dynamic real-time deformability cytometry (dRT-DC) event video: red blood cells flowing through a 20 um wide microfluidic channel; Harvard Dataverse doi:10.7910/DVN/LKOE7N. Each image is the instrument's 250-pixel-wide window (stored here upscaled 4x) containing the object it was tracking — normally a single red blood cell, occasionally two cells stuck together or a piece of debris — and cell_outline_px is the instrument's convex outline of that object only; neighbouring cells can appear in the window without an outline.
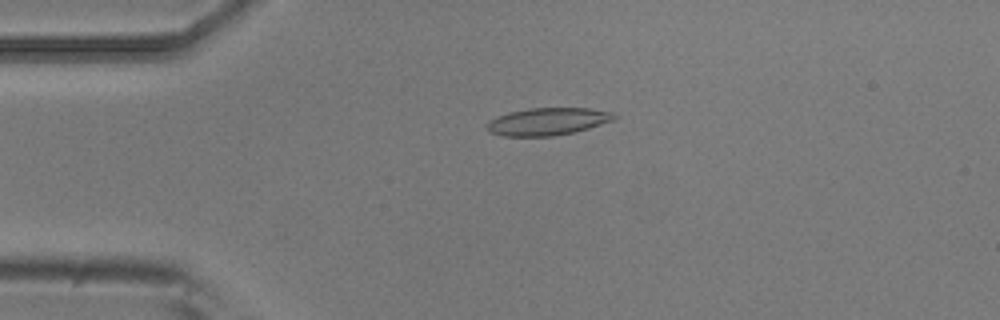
{"species": "common noctule bat (a hibernating species)", "species_latin": "Nyctalus noctula", "temperature_condition": "room temperature", "stored_images_in_passage": 4, "camera_frame_rate_fps": 3000, "um_per_image_px": 0.085, "animal": {"sex": "male", "body_mass_g": 20.5, "forearm_length_mm": 52.5}, "frame": {"image": 1, "passage_image": 3, "time_ms": 0.667, "image_size_px": [1000, 320], "cell_outline_px": [[620, 116], [616, 120], [576, 132], [552, 136], [504, 136], [488, 132], [488, 120], [496, 116], [508, 112], [528, 108], [588, 108], [612, 112]], "centroid_in_image_um": [46.59, 10.32], "position_along_channel_um": 38.4, "area_um2": 20.63}}